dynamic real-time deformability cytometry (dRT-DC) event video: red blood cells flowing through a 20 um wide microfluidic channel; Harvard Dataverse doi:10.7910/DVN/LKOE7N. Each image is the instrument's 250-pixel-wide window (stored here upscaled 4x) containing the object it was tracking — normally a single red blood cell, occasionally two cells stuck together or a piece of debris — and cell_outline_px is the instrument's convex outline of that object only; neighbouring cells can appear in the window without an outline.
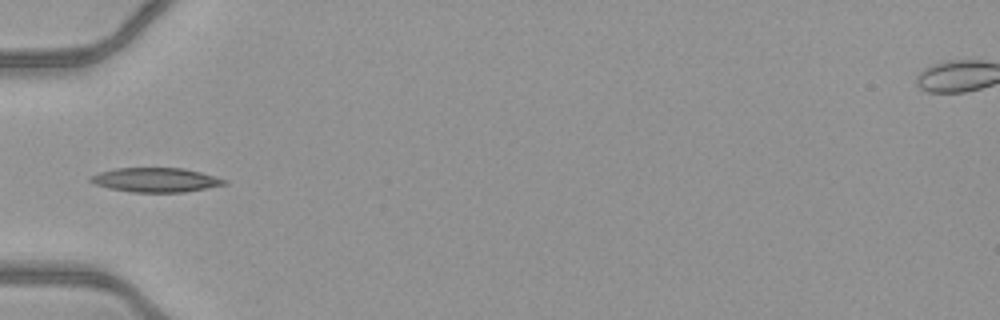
{"species": "common noctule bat (a hibernating species)", "species_latin": "Nyctalus noctula", "temperature_condition": "warm", "stored_images_in_passage": 29, "camera_frame_rate_fps": 3000, "um_per_image_px": 0.085, "animal": {"sex": "female", "body_mass_g": 21.9}, "frame": {"image": 1, "passage_image": 1, "time_ms": 0.0, "image_size_px": [1000, 320], "cell_outline_px": [[228, 184], [184, 192], [132, 192], [108, 188], [96, 184], [88, 180], [88, 176], [112, 168], [184, 168], [200, 172], [228, 180]], "centroid_in_image_um": [13.22, 15.29], "position_along_channel_um": 71.8, "area_um2": 19.02}}
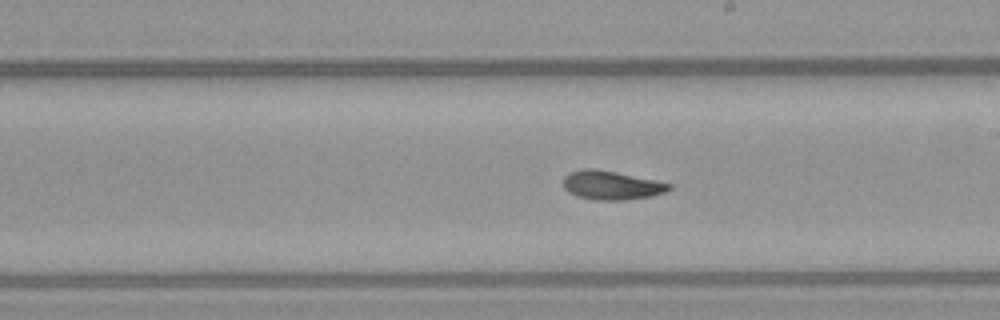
{"frame": {"image": 2, "passage_image": 13, "time_ms": 4.0, "image_size_px": [1000, 320], "cell_outline_px": [[672, 188], [664, 192], [652, 196], [624, 200], [592, 200], [576, 196], [568, 192], [564, 188], [564, 176], [568, 172], [584, 168], [592, 168], [616, 172], [672, 184]], "centroid_in_image_um": [51.93, 15.75], "position_along_channel_um": 237.1, "area_um2": 17.8}}
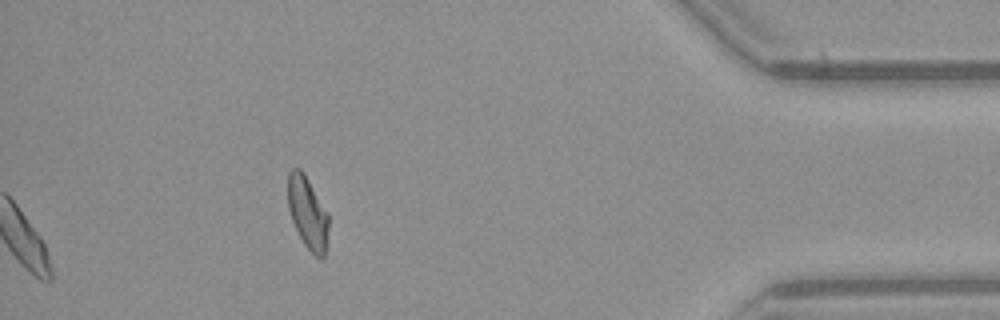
{"frame": {"image": 3, "passage_image": 29, "time_ms": 9.333, "image_size_px": [1000, 320], "cell_outline_px": [[328, 228], [324, 256], [320, 260], [304, 244], [292, 220], [288, 208], [288, 172], [292, 168], [300, 168], [304, 172], [328, 212]], "centroid_in_image_um": [26.14, 18.04], "position_along_channel_um": 409.1, "area_um2": 17.05}, "authors_computed_cell_mechanics": {"area_um2": 17.7446, "velocity_mm_per_s": 4.1038, "shape_relaxation_time_tau1_ms": 4.6902, "shape_relaxation_time_tau2_ms": 1.6891, "deformation_change_tau1": 0.1601, "deformation_change_tau2": 0.0624}}